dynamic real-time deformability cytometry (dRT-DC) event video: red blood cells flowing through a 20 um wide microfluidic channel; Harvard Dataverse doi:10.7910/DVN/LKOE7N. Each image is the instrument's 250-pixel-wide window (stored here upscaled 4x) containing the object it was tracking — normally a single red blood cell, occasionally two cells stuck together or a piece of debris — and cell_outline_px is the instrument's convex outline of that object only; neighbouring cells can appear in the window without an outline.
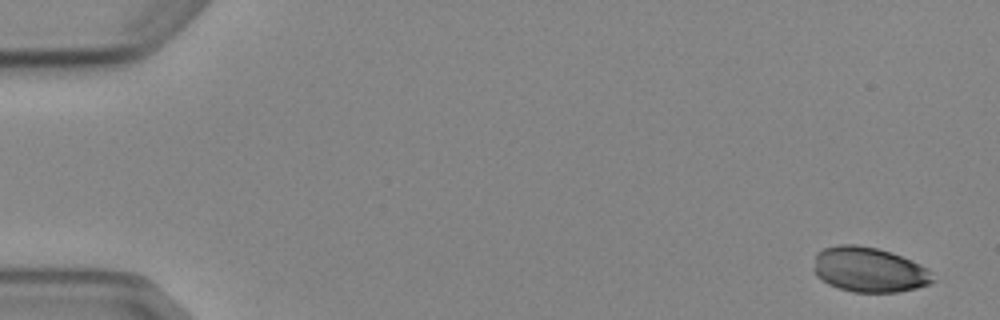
{"species": "Egyptian fruit bat (a non-hibernating species)", "species_latin": "Rousettus aegyptiacus", "temperature_condition": "cold", "stored_images_in_passage": 4, "camera_frame_rate_fps": 3000, "um_per_image_px": 0.085, "animal": {"sex": "female"}, "frame": {"image": 1, "passage_image": 1, "time_ms": 0.0, "image_size_px": [1000, 320], "cell_outline_px": [[936, 280], [928, 284], [916, 288], [896, 292], [852, 292], [828, 284], [816, 276], [812, 268], [816, 252], [824, 248], [840, 244], [856, 244], [876, 248], [912, 260], [928, 268], [932, 272]], "centroid_in_image_um": [73.85, 22.92], "position_along_channel_um": 11.1, "area_um2": 31.39}}
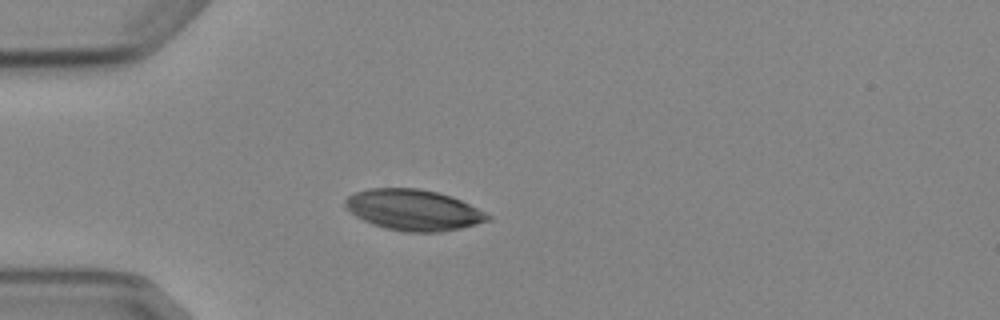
{"frame": {"image": 2, "passage_image": 4, "time_ms": 4.333, "image_size_px": [1000, 320], "cell_outline_px": [[492, 220], [460, 228], [440, 232], [404, 232], [384, 228], [372, 224], [356, 216], [344, 208], [344, 200], [348, 196], [356, 192], [368, 188], [416, 188], [436, 192], [452, 196], [492, 216]], "centroid_in_image_um": [35.11, 17.85], "position_along_channel_um": 49.9, "area_um2": 33.99}}